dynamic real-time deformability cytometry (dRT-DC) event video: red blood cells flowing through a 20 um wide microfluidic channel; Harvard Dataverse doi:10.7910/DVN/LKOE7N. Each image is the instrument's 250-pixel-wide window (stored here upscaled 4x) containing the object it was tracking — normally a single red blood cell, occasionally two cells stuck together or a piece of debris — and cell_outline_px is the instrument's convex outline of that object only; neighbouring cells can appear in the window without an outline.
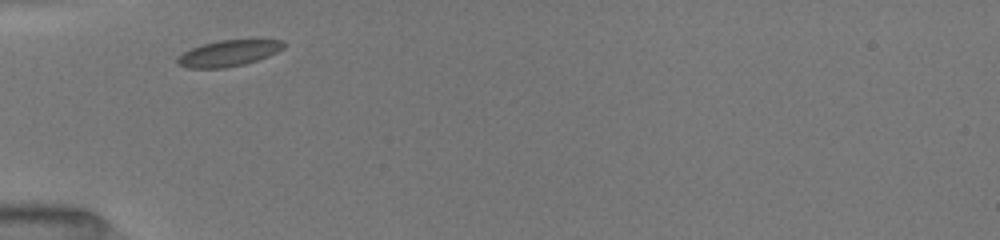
{"species": "common noctule bat (a hibernating species)", "species_latin": "Nyctalus noctula", "temperature_condition": "room temperature", "stored_images_in_passage": 4, "camera_frame_rate_fps": 3000, "um_per_image_px": 0.085, "animal": {"sex": "female", "body_mass_g": 19.5, "forearm_length_mm": 54.1}, "frame": {"image": 1, "passage_image": 1, "time_ms": 0.0, "image_size_px": [1000, 240], "cell_outline_px": [[284, 48], [268, 56], [244, 64], [224, 68], [188, 68], [176, 64], [176, 60], [184, 52], [192, 48], [204, 44], [220, 40], [280, 40], [284, 44]], "centroid_in_image_um": [19.39, 4.54], "position_along_channel_um": 65.6, "area_um2": 15.84}}
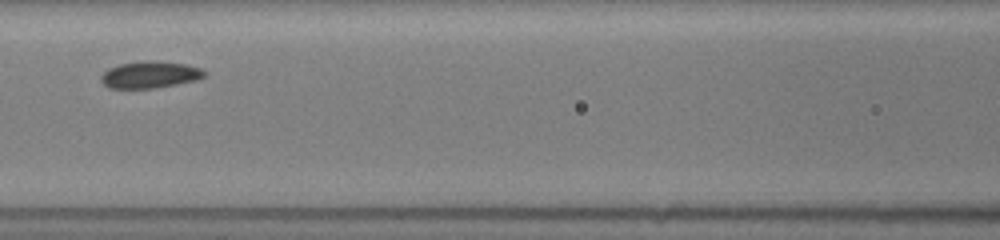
{"frame": {"image": 2, "passage_image": 3, "time_ms": 2.333, "image_size_px": [1000, 240], "cell_outline_px": [[208, 72], [204, 76], [196, 80], [156, 88], [108, 88], [100, 80], [100, 76], [108, 68], [120, 64], [136, 60], [156, 60], [184, 64], [200, 68]], "centroid_in_image_um": [12.72, 6.33], "position_along_channel_um": 153.9, "area_um2": 16.36}}
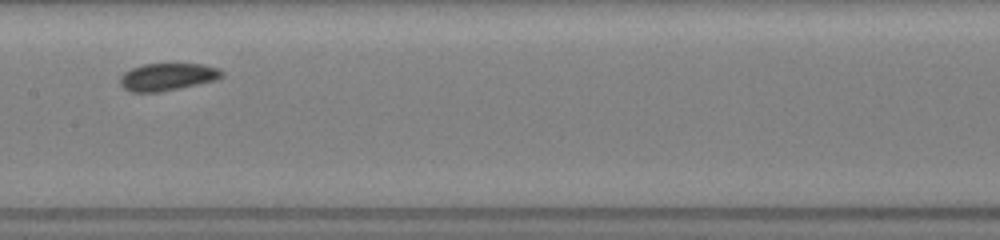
{"frame": {"image": 3, "passage_image": 4, "time_ms": 3.333, "image_size_px": [1000, 240], "cell_outline_px": [[224, 76], [216, 80], [180, 88], [160, 92], [132, 92], [124, 88], [120, 84], [120, 76], [124, 72], [132, 68], [144, 64], [204, 64], [216, 68], [224, 72]], "centroid_in_image_um": [14.24, 6.53], "position_along_channel_um": 193.2, "area_um2": 16.24}}